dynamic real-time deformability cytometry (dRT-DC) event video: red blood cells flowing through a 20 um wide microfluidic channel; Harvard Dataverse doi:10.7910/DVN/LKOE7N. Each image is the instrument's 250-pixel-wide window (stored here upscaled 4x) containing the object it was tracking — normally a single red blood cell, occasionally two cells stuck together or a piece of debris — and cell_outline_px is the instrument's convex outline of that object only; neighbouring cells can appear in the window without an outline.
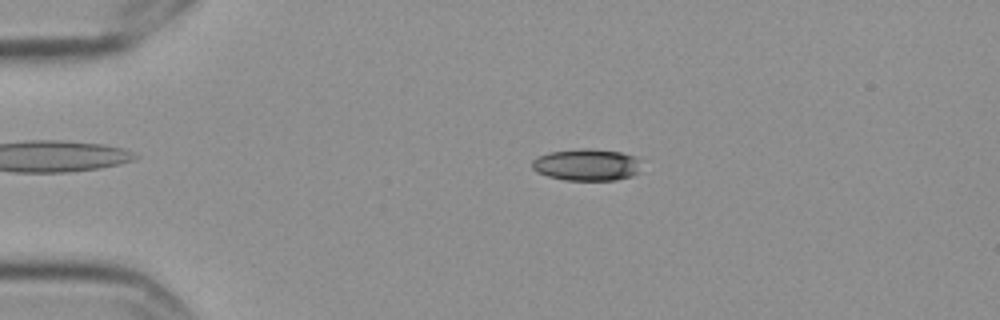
{"species": "Egyptian fruit bat (a non-hibernating species)", "species_latin": "Rousettus aegyptiacus", "temperature_condition": "cold", "stored_images_in_passage": 7, "camera_frame_rate_fps": 3000, "um_per_image_px": 0.085, "frame": {"image": 1, "passage_image": 3, "time_ms": 0.667, "image_size_px": [1000, 320], "cell_outline_px": [[644, 160], [640, 172], [632, 176], [616, 180], [564, 180], [548, 176], [536, 172], [532, 168], [532, 160], [536, 156], [548, 152], [584, 148], [620, 152], [636, 156]], "centroid_in_image_um": [49.92, 14.0], "position_along_channel_um": 35.1, "area_um2": 20.75}}
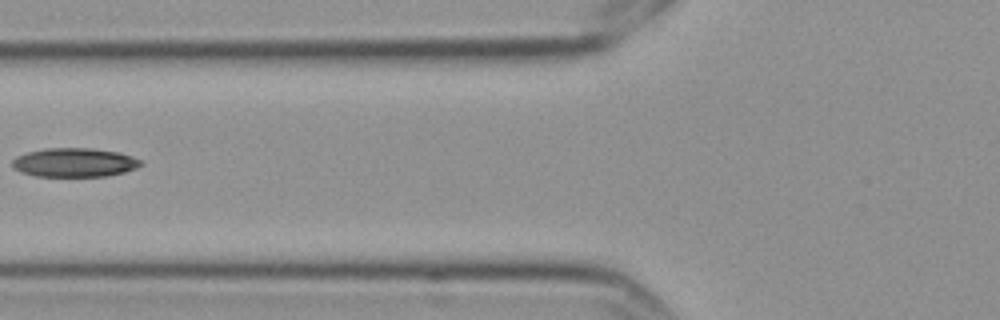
{"frame": {"image": 2, "passage_image": 6, "time_ms": 1.667, "image_size_px": [1000, 320], "cell_outline_px": [[144, 164], [136, 168], [124, 172], [108, 176], [36, 176], [20, 172], [12, 164], [12, 160], [16, 156], [28, 152], [44, 148], [92, 148], [120, 152], [132, 156], [140, 160]], "centroid_in_image_um": [6.35, 13.8], "position_along_channel_um": 119.4, "area_um2": 21.73}}
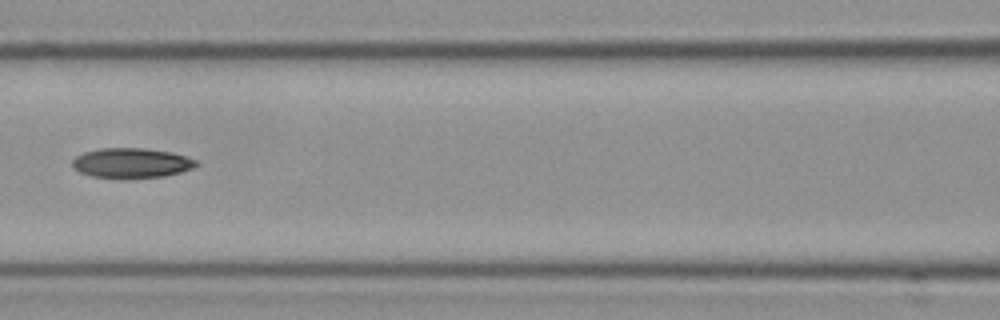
{"frame": {"image": 3, "passage_image": 7, "time_ms": 2.0, "image_size_px": [1000, 320], "cell_outline_px": [[196, 164], [192, 168], [180, 172], [164, 176], [120, 180], [92, 176], [80, 172], [72, 168], [72, 160], [76, 156], [84, 152], [100, 148], [144, 148], [172, 152], [196, 160]], "centroid_in_image_um": [11.11, 13.87], "position_along_channel_um": 155.5, "area_um2": 21.91}}